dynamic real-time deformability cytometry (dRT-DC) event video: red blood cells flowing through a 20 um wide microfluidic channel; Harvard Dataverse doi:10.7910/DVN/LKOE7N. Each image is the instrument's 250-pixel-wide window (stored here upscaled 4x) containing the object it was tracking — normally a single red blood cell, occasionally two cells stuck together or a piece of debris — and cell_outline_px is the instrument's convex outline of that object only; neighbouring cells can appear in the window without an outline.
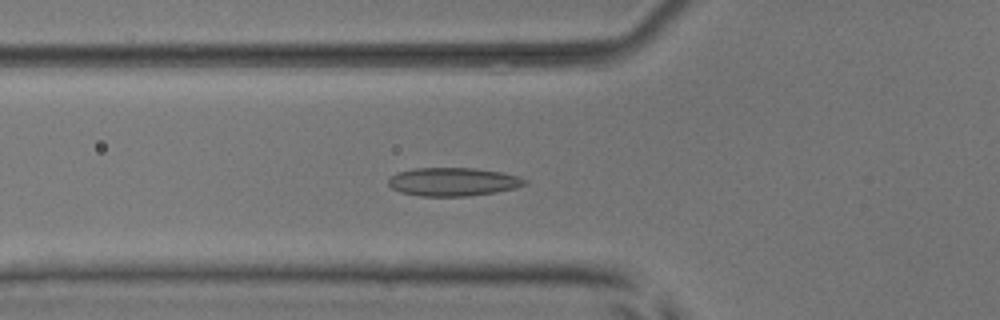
{"species": "common noctule bat (a hibernating species)", "species_latin": "Nyctalus noctula", "temperature_condition": "room temperature", "stored_images_in_passage": 53, "camera_frame_rate_fps": 3000, "um_per_image_px": 0.085, "animal": {"sex": "male", "body_mass_g": 17.9, "forearm_length_mm": 54.2}, "frame": {"image": 1, "passage_image": 19, "time_ms": 6.0, "image_size_px": [1000, 320], "cell_outline_px": [[528, 184], [516, 188], [496, 192], [468, 196], [420, 196], [400, 192], [392, 188], [388, 184], [388, 180], [396, 172], [412, 168], [476, 168], [500, 172], [520, 176], [528, 180]], "centroid_in_image_um": [38.53, 15.45], "position_along_channel_um": 87.3, "area_um2": 22.77}}
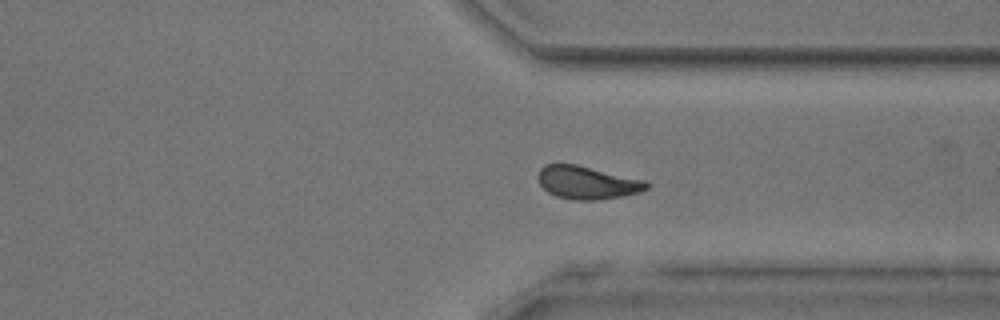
{"frame": {"image": 2, "passage_image": 40, "time_ms": 13.0, "image_size_px": [1000, 320], "cell_outline_px": [[648, 188], [640, 192], [620, 196], [596, 200], [576, 200], [556, 196], [548, 192], [540, 184], [536, 176], [540, 168], [544, 164], [576, 164], [644, 180], [648, 184]], "centroid_in_image_um": [49.86, 15.51], "position_along_channel_um": 361.5, "area_um2": 20.69}}
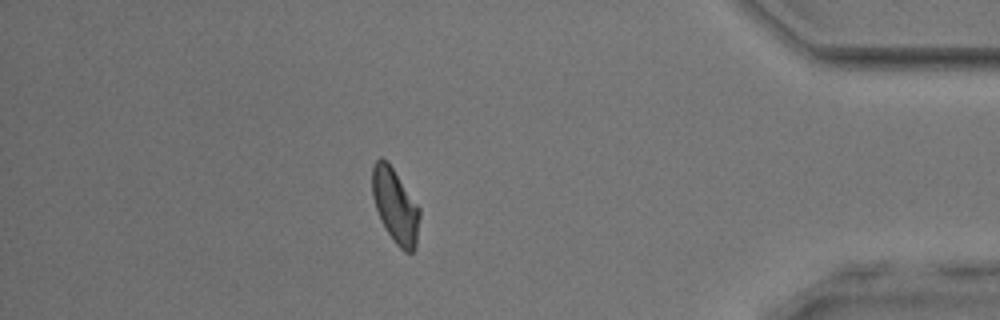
{"frame": {"image": 3, "passage_image": 46, "time_ms": 15.0, "image_size_px": [1000, 320], "cell_outline_px": [[420, 216], [416, 248], [412, 252], [404, 252], [396, 244], [380, 220], [372, 196], [372, 168], [376, 160], [380, 156], [392, 168], [420, 208]], "centroid_in_image_um": [33.6, 17.53], "position_along_channel_um": 401.6, "area_um2": 20.29}, "authors_computed_cell_mechanics": {"area_um2": 20.8658, "velocity_mm_per_s": 3.9109, "shape_relaxation_time_tau1_ms": 5.6364, "shape_relaxation_time_tau2_ms": 1.8372, "deformation_change_tau1": 0.121, "deformation_change_tau2": 0.0823}}